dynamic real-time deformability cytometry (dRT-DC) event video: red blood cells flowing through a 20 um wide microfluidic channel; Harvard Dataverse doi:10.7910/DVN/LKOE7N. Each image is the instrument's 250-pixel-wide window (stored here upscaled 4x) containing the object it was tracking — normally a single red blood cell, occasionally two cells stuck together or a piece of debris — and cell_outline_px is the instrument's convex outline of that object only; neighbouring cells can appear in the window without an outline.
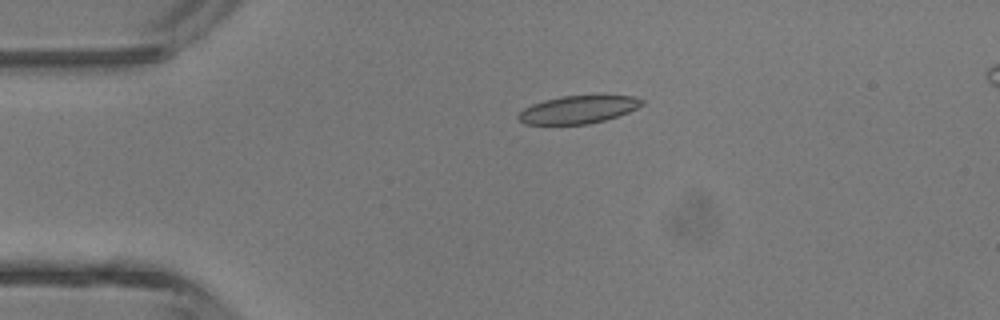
{"species": "common noctule bat (a hibernating species)", "species_latin": "Nyctalus noctula", "temperature_condition": "room temperature", "stored_images_in_passage": 6, "camera_frame_rate_fps": 3000, "um_per_image_px": 0.085, "animal": {"sex": "male", "body_mass_g": 13.3}, "frame": {"image": 1, "passage_image": 3, "time_ms": 2.0, "image_size_px": [1000, 320], "cell_outline_px": [[644, 104], [628, 112], [604, 120], [588, 124], [524, 124], [516, 116], [524, 108], [532, 104], [544, 100], [560, 96], [632, 96], [644, 100]], "centroid_in_image_um": [49.12, 9.31], "position_along_channel_um": 35.9, "area_um2": 19.77}}
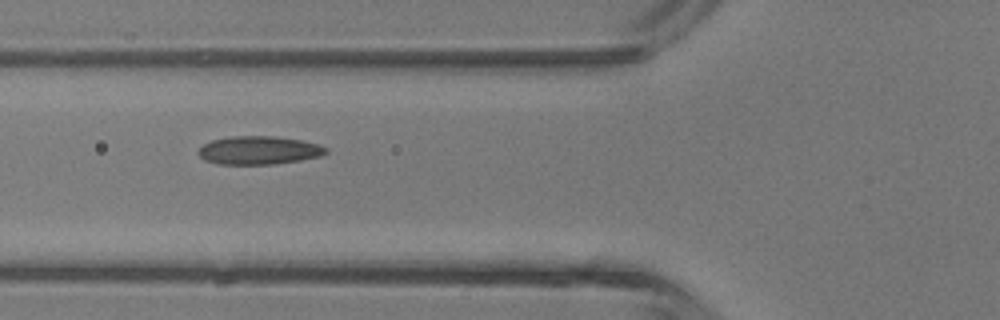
{"frame": {"image": 2, "passage_image": 5, "time_ms": 4.333, "image_size_px": [1000, 320], "cell_outline_px": [[328, 152], [320, 156], [300, 160], [276, 164], [216, 164], [204, 160], [196, 152], [204, 144], [212, 140], [232, 136], [272, 136], [300, 140], [316, 144], [328, 148]], "centroid_in_image_um": [21.98, 12.78], "position_along_channel_um": 103.8, "area_um2": 20.98}}
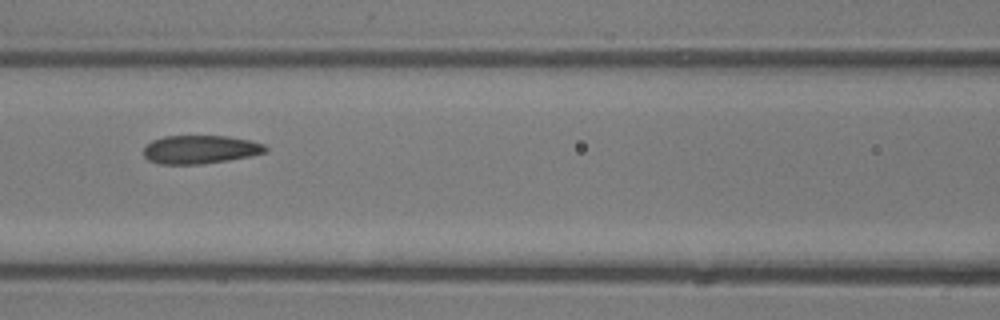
{"frame": {"image": 3, "passage_image": 6, "time_ms": 5.333, "image_size_px": [1000, 320], "cell_outline_px": [[268, 148], [264, 152], [248, 156], [228, 160], [204, 164], [160, 164], [148, 160], [144, 156], [144, 148], [152, 140], [164, 136], [228, 136], [248, 140], [264, 144]], "centroid_in_image_um": [16.99, 12.71], "position_along_channel_um": 149.6, "area_um2": 20.06}}